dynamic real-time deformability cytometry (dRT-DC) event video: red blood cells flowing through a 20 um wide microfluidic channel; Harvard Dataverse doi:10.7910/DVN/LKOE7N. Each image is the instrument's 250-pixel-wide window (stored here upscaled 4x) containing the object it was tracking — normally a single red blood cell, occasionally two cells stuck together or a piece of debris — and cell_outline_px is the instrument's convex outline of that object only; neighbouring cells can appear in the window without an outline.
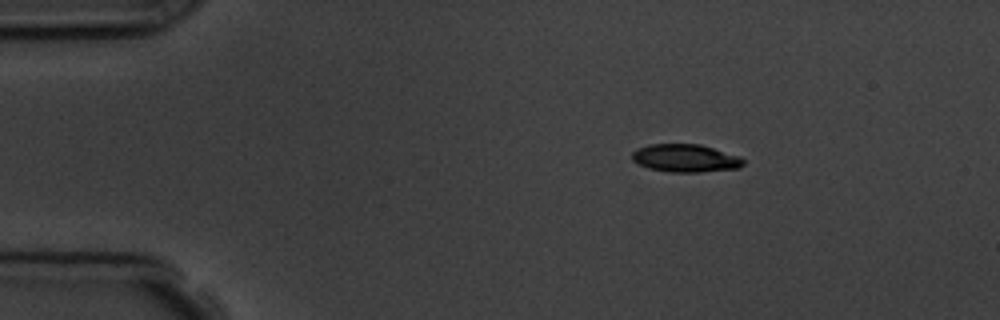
{"species": "common noctule bat (a hibernating species)", "species_latin": "Nyctalus noctula", "temperature_condition": "room temperature", "stored_images_in_passage": 2, "camera_frame_rate_fps": 3000, "um_per_image_px": 0.085, "animal": {"sex": "male", "body_mass_g": 19.5, "forearm_length_mm": 54.6}, "frame": {"image": 1, "passage_image": 1, "time_ms": 0.0, "image_size_px": [1000, 320], "cell_outline_px": [[744, 164], [740, 168], [700, 172], [672, 172], [648, 168], [632, 160], [632, 152], [636, 148], [648, 144], [700, 144], [740, 156], [744, 160]], "centroid_in_image_um": [58.26, 13.44], "position_along_channel_um": 26.7, "area_um2": 18.15}}